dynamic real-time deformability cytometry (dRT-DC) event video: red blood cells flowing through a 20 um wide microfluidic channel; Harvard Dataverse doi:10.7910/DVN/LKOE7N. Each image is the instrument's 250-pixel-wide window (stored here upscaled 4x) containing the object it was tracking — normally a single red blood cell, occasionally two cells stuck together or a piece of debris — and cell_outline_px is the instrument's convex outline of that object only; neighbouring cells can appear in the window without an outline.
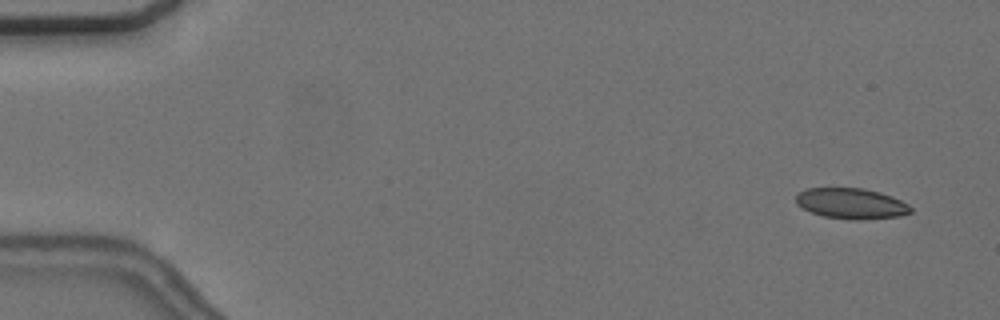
{"species": "common noctule bat (a hibernating species)", "species_latin": "Nyctalus noctula", "temperature_condition": "cold", "stored_images_in_passage": 5, "camera_frame_rate_fps": 3000, "um_per_image_px": 0.085, "animal": {"sex": "female", "body_mass_g": 24.6, "forearm_length_mm": 56.2}, "frame": {"image": 1, "passage_image": 1, "time_ms": 0.0, "image_size_px": [1000, 320], "cell_outline_px": [[912, 212], [900, 216], [860, 220], [824, 216], [812, 212], [796, 204], [796, 196], [800, 192], [808, 188], [864, 188], [880, 192], [892, 196], [908, 204], [912, 208]], "centroid_in_image_um": [72.39, 17.29], "position_along_channel_um": 12.6, "area_um2": 20.35}}